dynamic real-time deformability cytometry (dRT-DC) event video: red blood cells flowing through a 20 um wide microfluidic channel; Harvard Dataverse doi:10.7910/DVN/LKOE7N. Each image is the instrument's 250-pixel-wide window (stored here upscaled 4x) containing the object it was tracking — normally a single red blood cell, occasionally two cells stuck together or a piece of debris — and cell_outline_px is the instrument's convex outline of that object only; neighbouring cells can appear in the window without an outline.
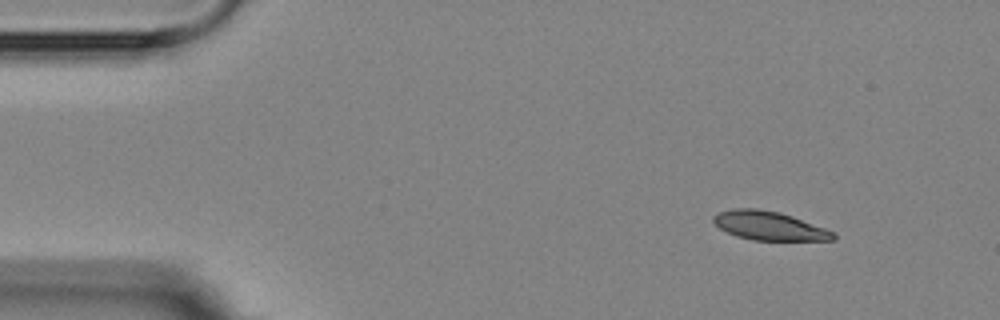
{"species": "Egyptian fruit bat (a non-hibernating species)", "species_latin": "Rousettus aegyptiacus", "temperature_condition": "room temperature", "stored_images_in_passage": 5, "camera_frame_rate_fps": 3000, "um_per_image_px": 0.085, "animal": {"sex": "female"}, "frame": {"image": 1, "passage_image": 5, "time_ms": 6.0, "image_size_px": [1000, 320], "cell_outline_px": [[836, 240], [752, 240], [736, 236], [720, 228], [712, 220], [712, 216], [716, 212], [732, 208], [756, 208], [780, 212], [792, 216], [836, 232]], "centroid_in_image_um": [65.37, 19.18], "position_along_channel_um": 19.6, "area_um2": 20.23}}